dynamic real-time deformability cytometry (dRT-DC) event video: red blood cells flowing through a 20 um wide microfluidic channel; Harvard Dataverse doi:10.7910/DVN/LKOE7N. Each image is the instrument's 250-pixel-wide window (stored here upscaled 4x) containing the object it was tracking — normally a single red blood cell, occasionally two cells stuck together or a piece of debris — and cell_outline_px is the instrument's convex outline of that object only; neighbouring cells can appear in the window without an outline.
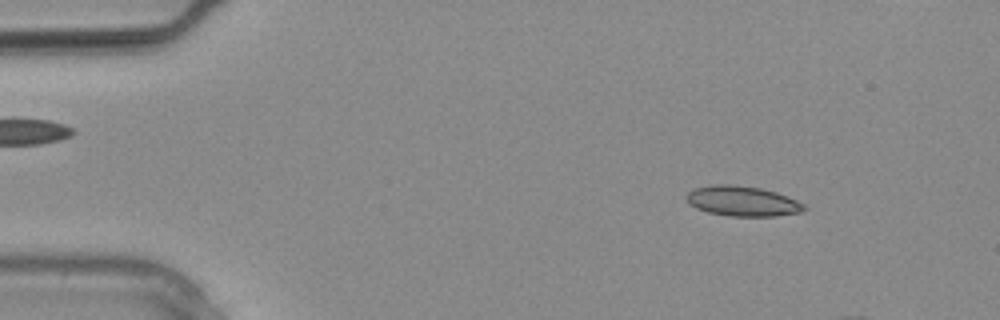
{"species": "common noctule bat (a hibernating species)", "species_latin": "Nyctalus noctula", "temperature_condition": "warm", "stored_images_in_passage": 7, "camera_frame_rate_fps": 3000, "um_per_image_px": 0.085, "animal": {"sex": "male", "body_mass_g": 20.4}, "frame": {"image": 1, "passage_image": 3, "time_ms": 0.667, "image_size_px": [1000, 320], "cell_outline_px": [[808, 208], [800, 212], [776, 216], [728, 216], [708, 212], [696, 208], [688, 204], [688, 192], [696, 188], [712, 184], [732, 184], [760, 188], [776, 192], [796, 200], [804, 204]], "centroid_in_image_um": [63.11, 17.1], "position_along_channel_um": 21.9, "area_um2": 20.58}}